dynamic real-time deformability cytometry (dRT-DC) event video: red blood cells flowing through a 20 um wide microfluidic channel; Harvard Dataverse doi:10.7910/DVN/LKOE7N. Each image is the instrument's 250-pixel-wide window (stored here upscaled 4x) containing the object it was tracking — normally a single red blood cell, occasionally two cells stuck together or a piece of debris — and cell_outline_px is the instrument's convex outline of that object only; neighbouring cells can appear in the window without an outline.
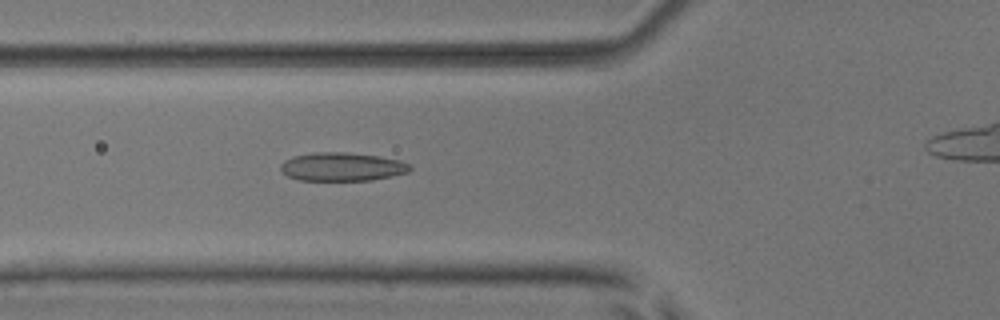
{"species": "common noctule bat (a hibernating species)", "species_latin": "Nyctalus noctula", "temperature_condition": "room temperature", "stored_images_in_passage": 32, "camera_frame_rate_fps": 3000, "um_per_image_px": 0.085, "animal": {"sex": "male", "body_mass_g": 17.9, "forearm_length_mm": 54.2}, "frame": {"image": 1, "passage_image": 4, "time_ms": 1.0, "image_size_px": [1000, 320], "cell_outline_px": [[412, 168], [408, 172], [392, 176], [372, 180], [300, 180], [288, 176], [280, 168], [280, 164], [284, 160], [292, 156], [312, 152], [344, 152], [380, 156], [400, 160], [408, 164]], "centroid_in_image_um": [29.06, 14.16], "position_along_channel_um": 96.7, "area_um2": 21.5}}
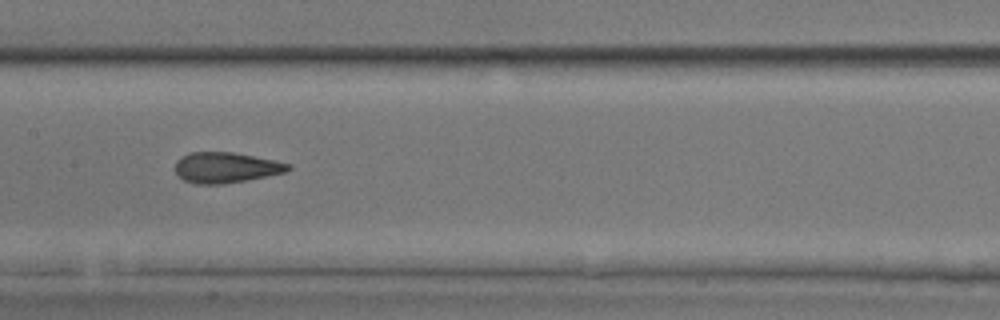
{"frame": {"image": 2, "passage_image": 11, "time_ms": 3.333, "image_size_px": [1000, 320], "cell_outline_px": [[292, 168], [284, 172], [248, 180], [224, 184], [196, 184], [184, 180], [176, 172], [176, 160], [180, 156], [192, 152], [232, 152], [276, 160], [292, 164]], "centroid_in_image_um": [19.21, 14.24], "position_along_channel_um": 188.2, "area_um2": 20.17}}
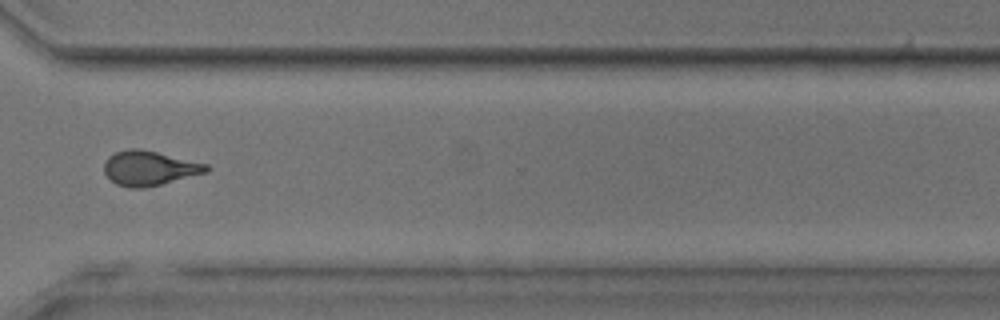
{"frame": {"image": 3, "passage_image": 24, "time_ms": 7.667, "image_size_px": [1000, 320], "cell_outline_px": [[212, 168], [208, 172], [144, 188], [132, 188], [116, 184], [104, 172], [104, 164], [108, 156], [116, 152], [128, 148], [140, 148], [208, 164]], "centroid_in_image_um": [12.7, 14.28], "position_along_channel_um": 357.9, "area_um2": 20.58}}